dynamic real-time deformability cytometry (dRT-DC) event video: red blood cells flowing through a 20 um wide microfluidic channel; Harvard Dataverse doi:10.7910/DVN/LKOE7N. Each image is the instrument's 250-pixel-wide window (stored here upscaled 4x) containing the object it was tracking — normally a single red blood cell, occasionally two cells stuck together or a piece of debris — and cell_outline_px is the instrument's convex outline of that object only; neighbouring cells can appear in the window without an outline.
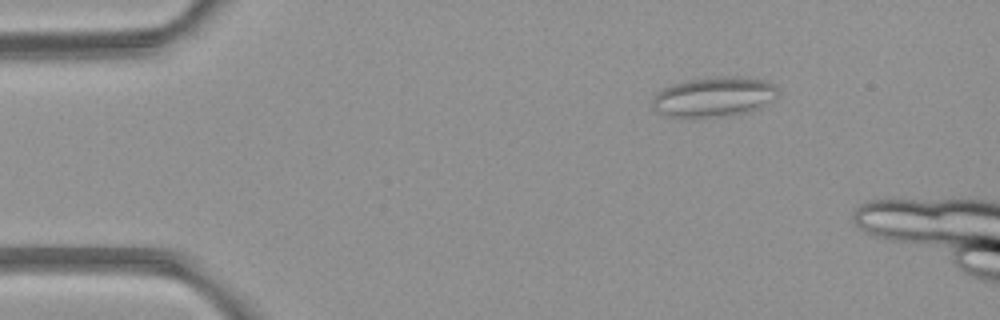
{"species": "common noctule bat (a hibernating species)", "species_latin": "Nyctalus noctula", "temperature_condition": "room temperature", "stored_images_in_passage": 4, "camera_frame_rate_fps": 3000, "um_per_image_px": 0.085, "animal": {"sex": "female", "body_mass_g": 21.9}, "frame": {"image": 1, "passage_image": 1, "time_ms": 0.0, "image_size_px": [1000, 320], "cell_outline_px": [[780, 88], [776, 96], [760, 108], [728, 116], [692, 120], [668, 116], [652, 108], [652, 100], [656, 92], [664, 88], [688, 80], [720, 76], [736, 76], [764, 80]], "centroid_in_image_um": [60.66, 8.27], "position_along_channel_um": 24.3, "area_um2": 29.59}}